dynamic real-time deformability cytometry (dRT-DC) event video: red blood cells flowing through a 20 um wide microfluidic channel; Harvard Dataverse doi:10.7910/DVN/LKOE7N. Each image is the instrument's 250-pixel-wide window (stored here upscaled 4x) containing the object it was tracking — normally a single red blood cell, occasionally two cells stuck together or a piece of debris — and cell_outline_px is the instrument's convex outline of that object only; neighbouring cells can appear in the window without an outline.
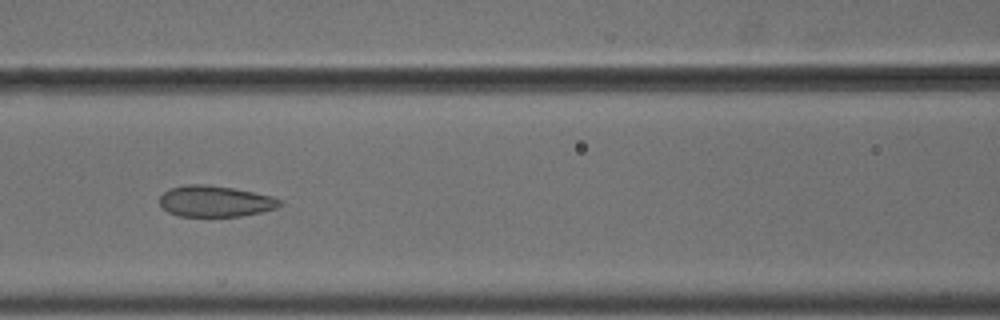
{"species": "common noctule bat (a hibernating species)", "species_latin": "Nyctalus noctula", "temperature_condition": "cold", "stored_images_in_passage": 8, "camera_frame_rate_fps": 3000, "um_per_image_px": 0.085, "animal": {"sex": "male", "body_mass_g": 18.8}, "frame": {"image": 1, "passage_image": 4, "time_ms": 1.0, "image_size_px": [1000, 320], "cell_outline_px": [[284, 204], [276, 208], [260, 212], [240, 216], [180, 216], [168, 212], [160, 204], [160, 196], [168, 188], [188, 184], [204, 184], [232, 188], [272, 196], [284, 200]], "centroid_in_image_um": [18.31, 17.1], "position_along_channel_um": 148.3, "area_um2": 21.79}}
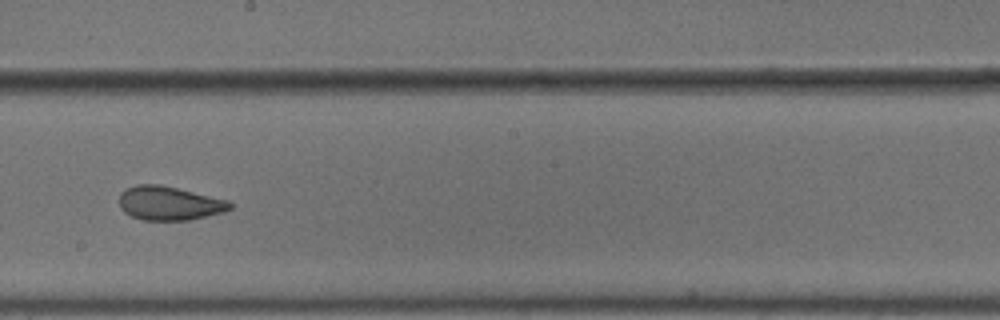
{"frame": {"image": 2, "passage_image": 6, "time_ms": 1.667, "image_size_px": [1000, 320], "cell_outline_px": [[236, 204], [232, 208], [224, 212], [188, 220], [144, 220], [132, 216], [124, 212], [120, 208], [120, 192], [124, 188], [136, 184], [156, 184], [176, 188], [228, 200]], "centroid_in_image_um": [14.39, 17.27], "position_along_channel_um": 233.8, "area_um2": 21.91}}
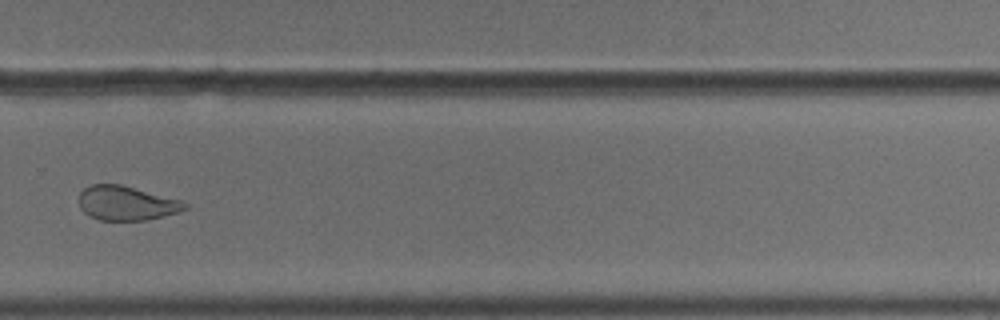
{"frame": {"image": 3, "passage_image": 8, "time_ms": 2.333, "image_size_px": [1000, 320], "cell_outline_px": [[188, 208], [164, 216], [144, 220], [100, 220], [88, 216], [80, 208], [76, 200], [80, 192], [84, 188], [92, 184], [120, 184], [180, 200], [188, 204]], "centroid_in_image_um": [10.68, 17.27], "position_along_channel_um": 319.1, "area_um2": 21.21}}